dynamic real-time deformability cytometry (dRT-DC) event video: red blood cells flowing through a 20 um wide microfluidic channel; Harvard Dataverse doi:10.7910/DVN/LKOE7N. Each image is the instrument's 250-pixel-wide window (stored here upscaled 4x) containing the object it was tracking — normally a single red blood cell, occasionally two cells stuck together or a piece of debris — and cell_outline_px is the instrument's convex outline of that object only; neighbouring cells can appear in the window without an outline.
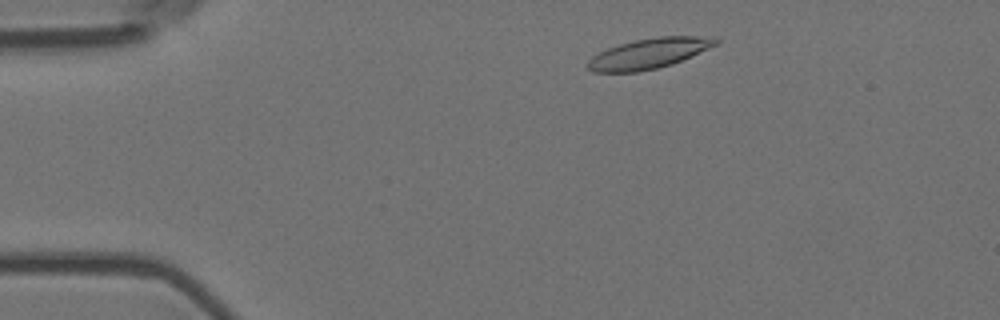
{"species": "Egyptian fruit bat (a non-hibernating species)", "species_latin": "Rousettus aegyptiacus", "temperature_condition": "room temperature", "stored_images_in_passage": 4, "camera_frame_rate_fps": 3000, "um_per_image_px": 0.085, "animal": {"sex": "female"}, "frame": {"image": 1, "passage_image": 2, "time_ms": 0.333, "image_size_px": [1000, 320], "cell_outline_px": [[720, 44], [672, 64], [656, 68], [636, 72], [592, 72], [588, 68], [588, 60], [592, 56], [608, 48], [620, 44], [636, 40], [660, 36], [696, 36], [720, 40]], "centroid_in_image_um": [55.16, 4.55], "position_along_channel_um": 29.8, "area_um2": 22.31}}
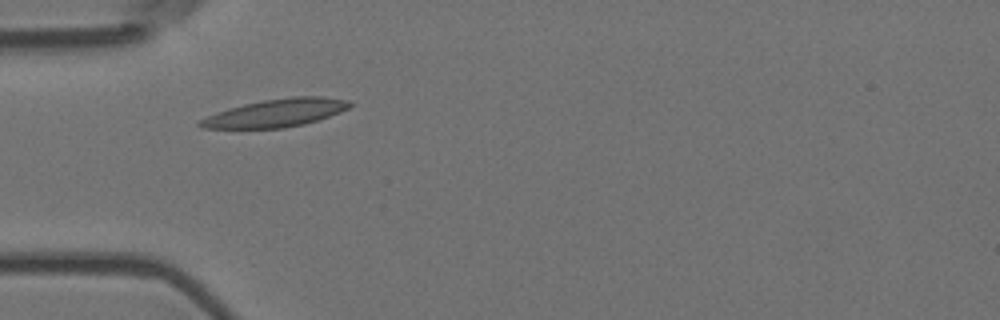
{"frame": {"image": 2, "passage_image": 4, "time_ms": 1.0, "image_size_px": [1000, 320], "cell_outline_px": [[352, 104], [348, 108], [340, 112], [304, 124], [284, 128], [204, 128], [196, 124], [200, 120], [216, 112], [228, 108], [244, 104], [264, 100], [292, 96], [324, 96], [348, 100]], "centroid_in_image_um": [23.46, 9.59], "position_along_channel_um": 61.5, "area_um2": 24.16}}